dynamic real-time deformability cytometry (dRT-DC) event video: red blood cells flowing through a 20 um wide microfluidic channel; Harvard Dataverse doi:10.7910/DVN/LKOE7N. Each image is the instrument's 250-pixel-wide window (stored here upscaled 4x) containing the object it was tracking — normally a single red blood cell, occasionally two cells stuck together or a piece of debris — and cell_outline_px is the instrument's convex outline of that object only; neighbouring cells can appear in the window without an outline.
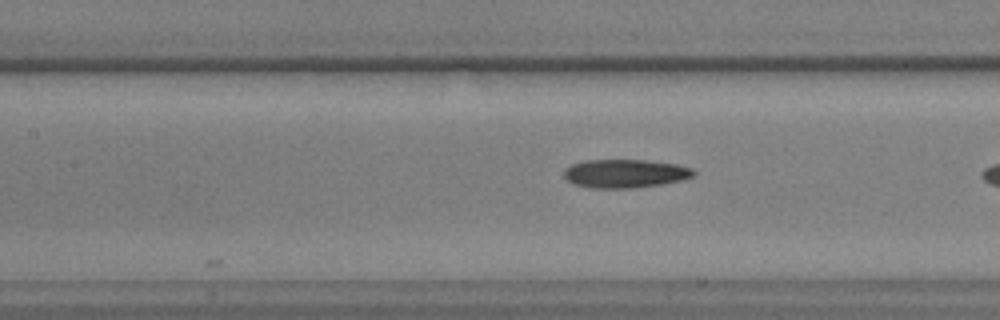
{"species": "common noctule bat (a hibernating species)", "species_latin": "Nyctalus noctula", "temperature_condition": "warm", "stored_images_in_passage": 8, "camera_frame_rate_fps": 3000, "um_per_image_px": 0.085, "animal": {"sex": "male", "body_mass_g": 17.9, "forearm_length_mm": 54.2}, "frame": {"image": 1, "passage_image": 6, "time_ms": 1.667, "image_size_px": [1000, 320], "cell_outline_px": [[696, 172], [692, 176], [680, 180], [660, 184], [632, 188], [588, 188], [576, 184], [568, 180], [564, 176], [564, 168], [572, 164], [584, 160], [644, 160], [676, 164], [692, 168]], "centroid_in_image_um": [53.1, 14.74], "position_along_channel_um": 154.3, "area_um2": 21.39}}